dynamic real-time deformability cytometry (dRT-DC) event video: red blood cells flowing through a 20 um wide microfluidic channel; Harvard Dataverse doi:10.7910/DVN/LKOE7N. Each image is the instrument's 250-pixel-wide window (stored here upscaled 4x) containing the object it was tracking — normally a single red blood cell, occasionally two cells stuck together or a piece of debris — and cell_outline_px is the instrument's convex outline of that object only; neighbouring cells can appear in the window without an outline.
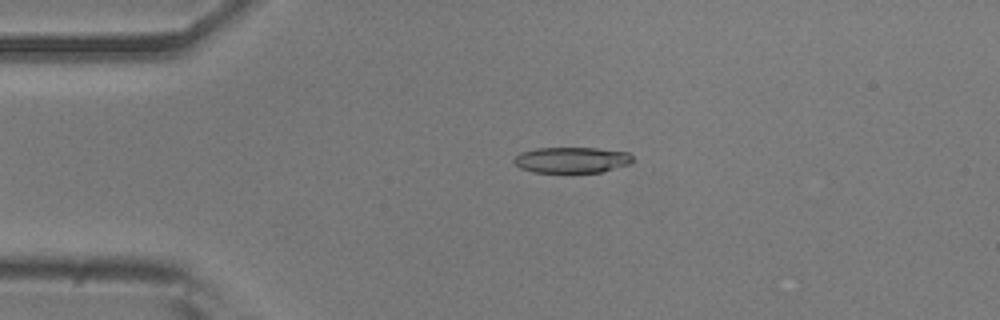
{"species": "common noctule bat (a hibernating species)", "species_latin": "Nyctalus noctula", "temperature_condition": "room temperature", "stored_images_in_passage": 54, "camera_frame_rate_fps": 3000, "um_per_image_px": 0.085, "animal": {"sex": "male", "body_mass_g": 20.5, "forearm_length_mm": 52.5}, "frame": {"image": 1, "passage_image": 12, "time_ms": 3.667, "image_size_px": [1000, 320], "cell_outline_px": [[632, 160], [628, 164], [600, 172], [532, 172], [520, 168], [512, 160], [520, 152], [536, 148], [596, 148], [628, 152], [632, 156]], "centroid_in_image_um": [48.55, 13.59], "position_along_channel_um": 36.4, "area_um2": 17.74}}
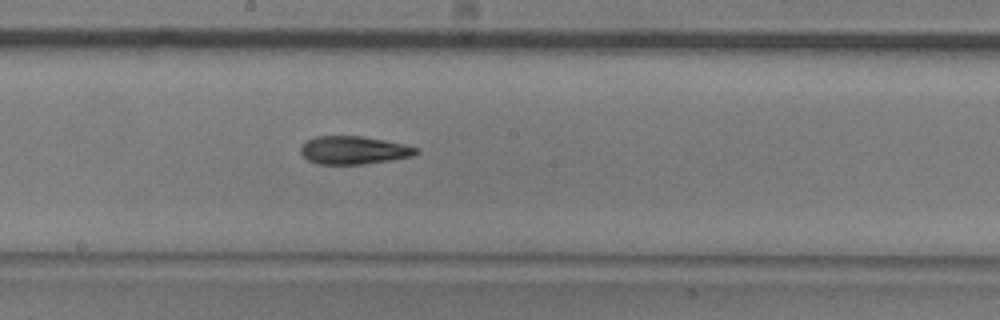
{"frame": {"image": 2, "passage_image": 29, "time_ms": 9.333, "image_size_px": [1000, 320], "cell_outline_px": [[420, 152], [412, 156], [392, 160], [364, 164], [316, 164], [308, 160], [300, 152], [300, 148], [308, 140], [316, 136], [360, 136], [384, 140], [404, 144], [420, 148]], "centroid_in_image_um": [30.1, 12.77], "position_along_channel_um": 218.1, "area_um2": 18.9}}
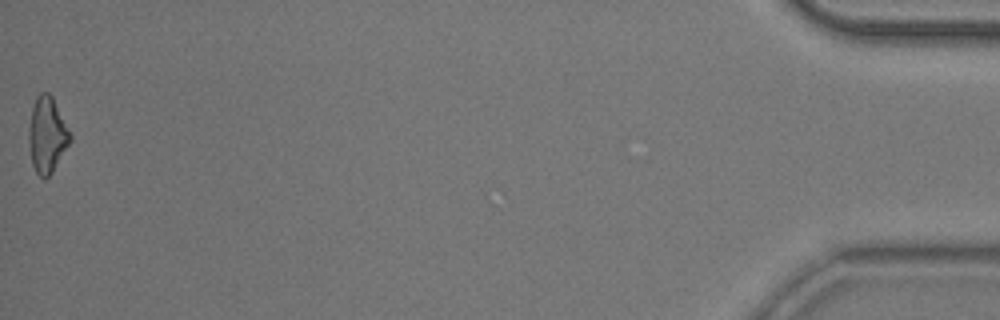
{"frame": {"image": 3, "passage_image": 54, "time_ms": 17.667, "image_size_px": [1000, 320], "cell_outline_px": [[72, 140], [52, 172], [44, 180], [36, 172], [32, 164], [28, 140], [28, 128], [32, 108], [36, 96], [40, 92], [48, 92], [52, 96], [72, 136]], "centroid_in_image_um": [3.99, 11.46], "position_along_channel_um": 431.2, "area_um2": 18.26}, "authors_computed_cell_mechanics": {"area_um2": 18.7272, "velocity_mm_per_s": 3.7513, "shape_relaxation_time_tau1_ms": 11.0043, "shape_relaxation_time_tau2_ms": 6.983, "deformation_change_tau1": 0.2349, "deformation_change_tau2": 0.1934}}